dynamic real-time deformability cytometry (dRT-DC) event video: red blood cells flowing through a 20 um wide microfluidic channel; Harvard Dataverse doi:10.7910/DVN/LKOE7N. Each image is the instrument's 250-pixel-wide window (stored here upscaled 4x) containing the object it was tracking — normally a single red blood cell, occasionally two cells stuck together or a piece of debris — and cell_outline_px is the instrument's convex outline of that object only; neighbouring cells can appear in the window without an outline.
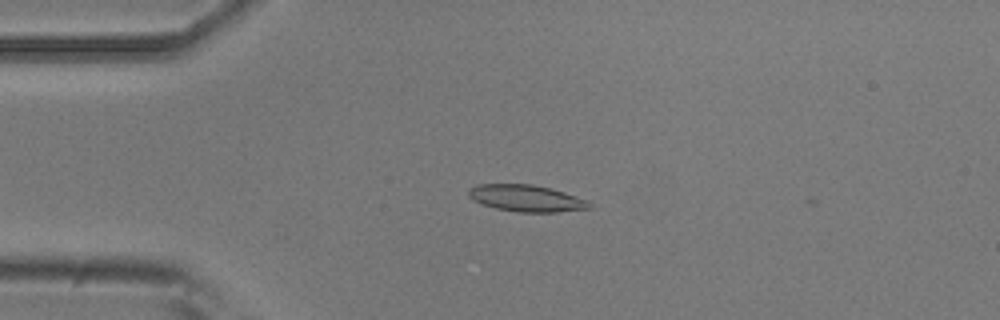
{"species": "common noctule bat (a hibernating species)", "species_latin": "Nyctalus noctula", "temperature_condition": "room temperature", "stored_images_in_passage": 7, "camera_frame_rate_fps": 3000, "um_per_image_px": 0.085, "animal": {"sex": "male", "body_mass_g": 20.5, "forearm_length_mm": 52.5}, "frame": {"image": 1, "passage_image": 3, "time_ms": 0.667, "image_size_px": [1000, 320], "cell_outline_px": [[592, 208], [556, 212], [516, 212], [496, 208], [472, 200], [468, 196], [468, 188], [476, 184], [532, 184], [552, 188], [588, 200], [592, 204]], "centroid_in_image_um": [44.74, 16.84], "position_along_channel_um": 40.3, "area_um2": 18.96}}
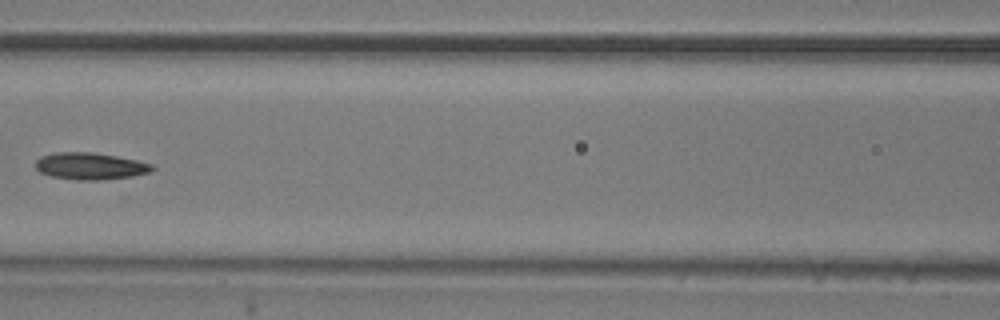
{"frame": {"image": 2, "passage_image": 6, "time_ms": 1.667, "image_size_px": [1000, 320], "cell_outline_px": [[156, 168], [152, 172], [132, 176], [96, 180], [76, 180], [52, 176], [40, 172], [36, 168], [36, 160], [40, 156], [56, 152], [92, 152], [116, 156], [136, 160], [152, 164]], "centroid_in_image_um": [7.68, 14.11], "position_along_channel_um": 158.9, "area_um2": 18.26}}
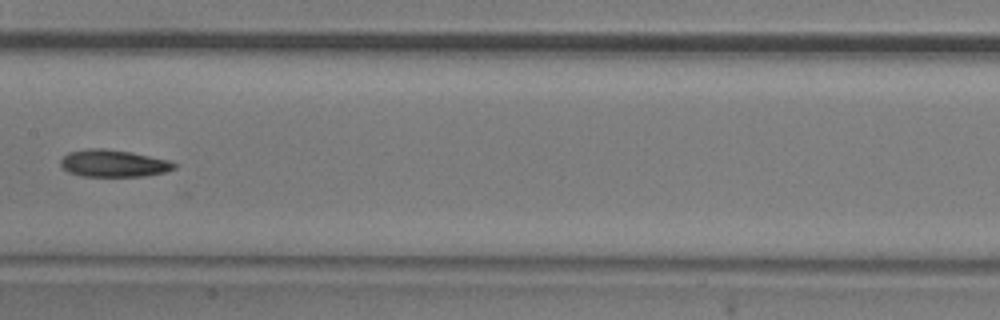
{"frame": {"image": 3, "passage_image": 7, "time_ms": 2.0, "image_size_px": [1000, 320], "cell_outline_px": [[176, 168], [164, 172], [144, 176], [80, 176], [68, 172], [60, 164], [60, 160], [68, 152], [88, 148], [104, 148], [132, 152], [168, 160], [176, 164]], "centroid_in_image_um": [9.62, 13.88], "position_along_channel_um": 197.8, "area_um2": 17.98}}